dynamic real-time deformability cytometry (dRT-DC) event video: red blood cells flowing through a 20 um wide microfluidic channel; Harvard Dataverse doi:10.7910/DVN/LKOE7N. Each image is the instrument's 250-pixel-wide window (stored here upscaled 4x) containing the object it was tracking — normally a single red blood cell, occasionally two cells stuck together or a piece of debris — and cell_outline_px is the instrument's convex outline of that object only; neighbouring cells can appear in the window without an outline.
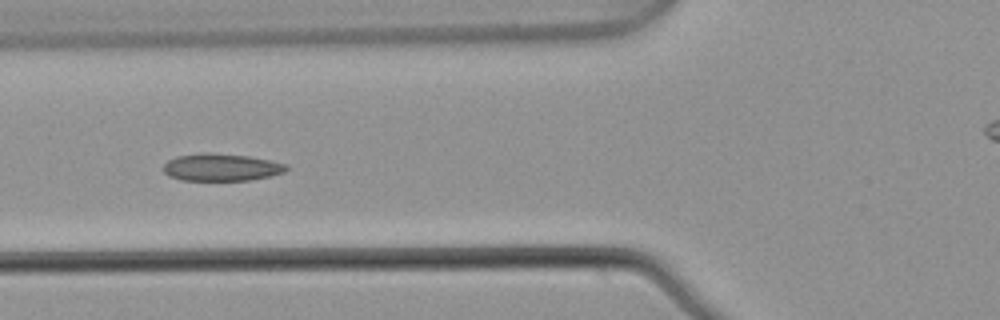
{"species": "common noctule bat (a hibernating species)", "species_latin": "Nyctalus noctula", "temperature_condition": "warm", "stored_images_in_passage": 8, "camera_frame_rate_fps": 3000, "um_per_image_px": 0.085, "animal": {"sex": "male", "body_mass_g": 21.5, "forearm_length_mm": 52.0}, "frame": {"image": 1, "passage_image": 5, "time_ms": 1.333, "image_size_px": [1000, 320], "cell_outline_px": [[288, 168], [284, 172], [272, 176], [248, 180], [180, 180], [168, 176], [164, 172], [164, 164], [168, 160], [176, 156], [208, 152], [212, 152], [248, 156], [288, 164]], "centroid_in_image_um": [18.8, 14.22], "position_along_channel_um": 107.0, "area_um2": 19.65}}
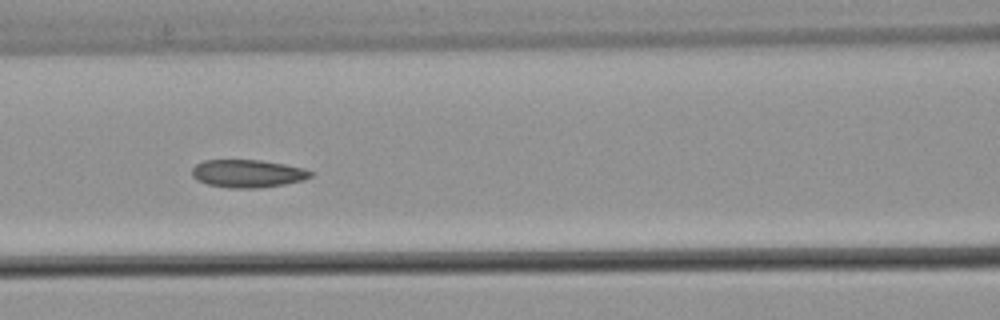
{"frame": {"image": 2, "passage_image": 6, "time_ms": 1.667, "image_size_px": [1000, 320], "cell_outline_px": [[312, 176], [304, 180], [284, 184], [260, 188], [228, 188], [208, 184], [196, 180], [192, 176], [192, 168], [196, 164], [204, 160], [260, 160], [284, 164], [304, 168], [312, 172]], "centroid_in_image_um": [21.04, 14.75], "position_along_channel_um": 145.6, "area_um2": 19.31}}